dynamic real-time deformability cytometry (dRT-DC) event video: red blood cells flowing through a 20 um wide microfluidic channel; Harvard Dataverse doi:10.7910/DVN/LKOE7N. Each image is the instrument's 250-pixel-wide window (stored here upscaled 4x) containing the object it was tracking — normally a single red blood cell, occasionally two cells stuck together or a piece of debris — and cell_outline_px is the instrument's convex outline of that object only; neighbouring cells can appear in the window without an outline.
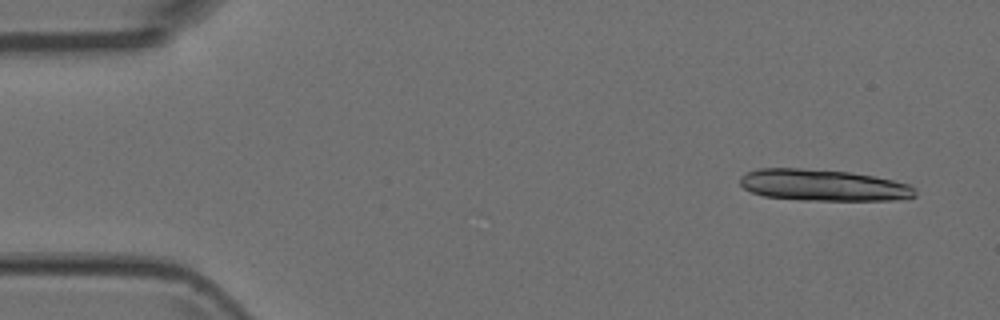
{"species": "Egyptian fruit bat (a non-hibernating species)", "species_latin": "Rousettus aegyptiacus", "temperature_condition": "room temperature", "stored_images_in_passage": 4, "camera_frame_rate_fps": 3000, "um_per_image_px": 0.085, "animal": {"sex": "female"}, "frame": {"image": 1, "passage_image": 1, "time_ms": 0.0, "image_size_px": [1000, 320], "cell_outline_px": [[916, 196], [908, 200], [800, 200], [764, 196], [752, 192], [744, 188], [740, 184], [740, 176], [748, 172], [760, 168], [800, 168], [848, 172], [872, 176], [892, 180], [908, 184], [916, 188]], "centroid_in_image_um": [70.0, 15.75], "position_along_channel_um": 15.0, "area_um2": 32.19}}
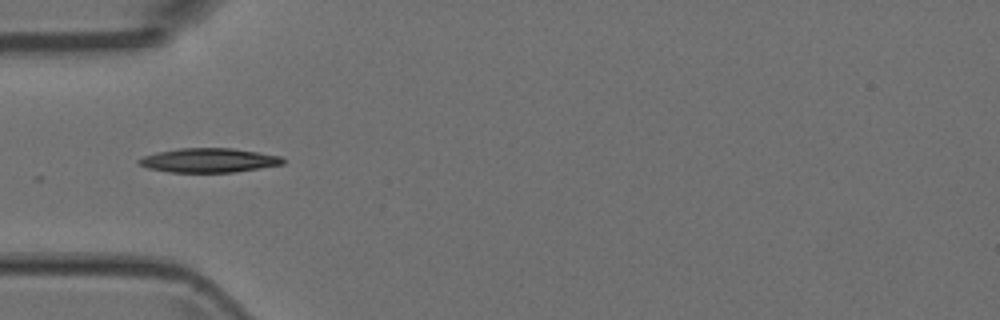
{"frame": {"image": 2, "passage_image": 4, "time_ms": 1.0, "image_size_px": [1000, 320], "cell_outline_px": [[284, 164], [260, 168], [232, 172], [168, 172], [148, 168], [140, 164], [136, 160], [144, 156], [156, 152], [180, 148], [232, 148], [280, 156], [284, 160]], "centroid_in_image_um": [17.72, 13.62], "position_along_channel_um": 67.3, "area_um2": 20.17}}